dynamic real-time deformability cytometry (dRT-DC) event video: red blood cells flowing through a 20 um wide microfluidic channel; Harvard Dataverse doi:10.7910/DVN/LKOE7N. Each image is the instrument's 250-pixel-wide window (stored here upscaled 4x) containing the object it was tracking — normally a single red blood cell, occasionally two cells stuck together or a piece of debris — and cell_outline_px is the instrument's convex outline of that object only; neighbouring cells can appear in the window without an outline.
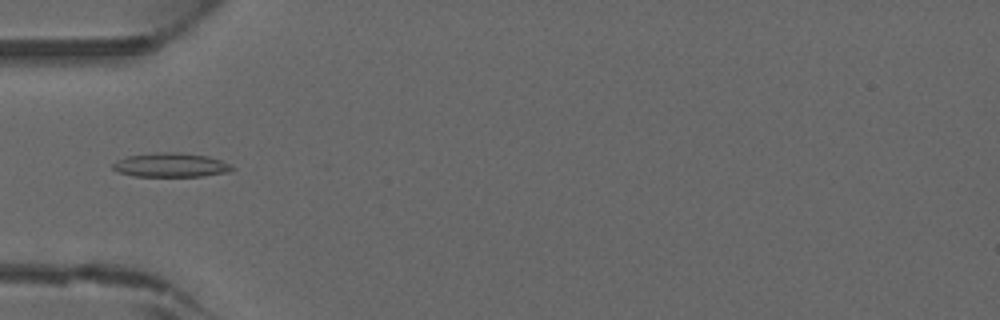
{"species": "common noctule bat (a hibernating species)", "species_latin": "Nyctalus noctula", "temperature_condition": "warm", "stored_images_in_passage": 45, "camera_frame_rate_fps": 3000, "um_per_image_px": 0.085, "animal": {"sex": "male", "forearm_length_mm": 52.5}, "frame": {"image": 1, "passage_image": 15, "time_ms": 4.667, "image_size_px": [1000, 320], "cell_outline_px": [[236, 168], [228, 172], [200, 176], [132, 176], [120, 172], [112, 168], [112, 164], [116, 160], [128, 156], [164, 152], [180, 152], [208, 156], [220, 160]], "centroid_in_image_um": [14.51, 14.03], "position_along_channel_um": 70.5, "area_um2": 16.59}}
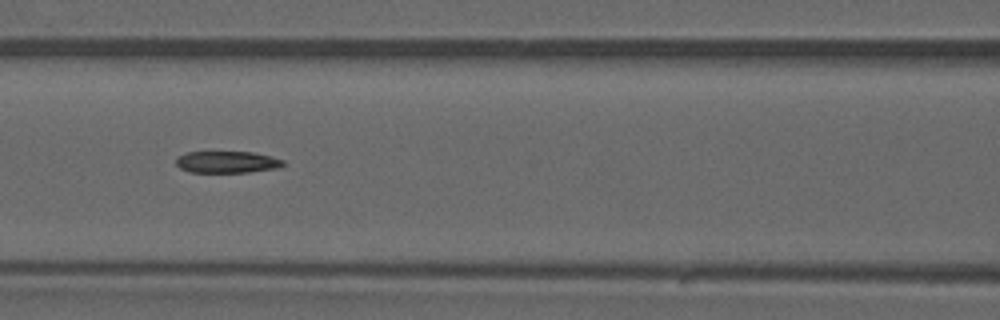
{"frame": {"image": 2, "passage_image": 20, "time_ms": 6.333, "image_size_px": [1000, 320], "cell_outline_px": [[284, 164], [276, 168], [248, 172], [188, 172], [180, 168], [176, 164], [176, 156], [188, 152], [252, 152], [284, 160]], "centroid_in_image_um": [19.24, 13.77], "position_along_channel_um": 147.4, "area_um2": 13.47}}
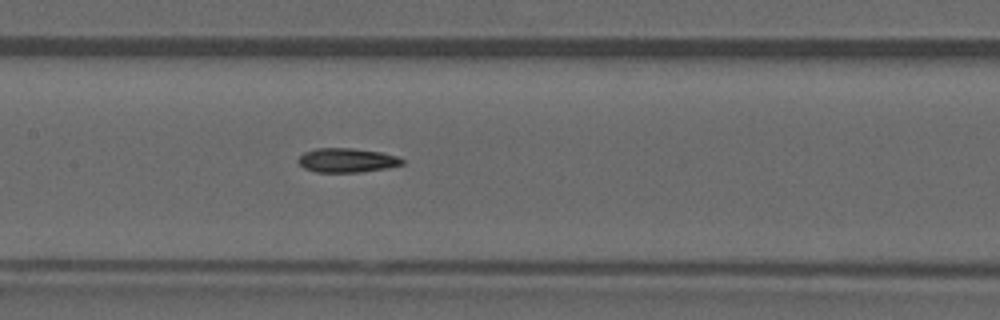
{"frame": {"image": 3, "passage_image": 22, "time_ms": 7.0, "image_size_px": [1000, 320], "cell_outline_px": [[404, 164], [388, 168], [360, 172], [316, 172], [304, 168], [296, 160], [304, 152], [316, 148], [352, 148], [380, 152], [396, 156], [404, 160]], "centroid_in_image_um": [29.48, 13.62], "position_along_channel_um": 177.9, "area_um2": 14.68}}